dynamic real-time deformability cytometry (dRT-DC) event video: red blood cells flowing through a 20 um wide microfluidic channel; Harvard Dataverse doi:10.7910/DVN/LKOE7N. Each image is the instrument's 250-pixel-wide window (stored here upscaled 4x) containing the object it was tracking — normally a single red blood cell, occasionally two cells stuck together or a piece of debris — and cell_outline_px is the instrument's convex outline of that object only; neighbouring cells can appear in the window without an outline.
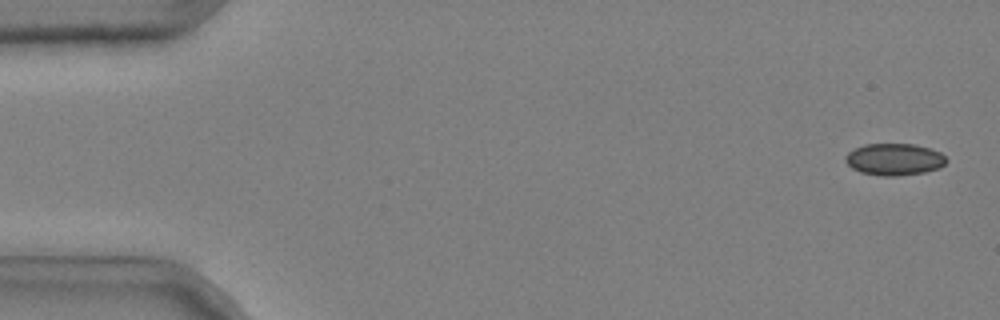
{"species": "common noctule bat (a hibernating species)", "species_latin": "Nyctalus noctula", "temperature_condition": "cold", "stored_images_in_passage": 51, "camera_frame_rate_fps": 3000, "um_per_image_px": 0.085, "animal": {"sex": "male", "body_mass_g": 20.4}, "frame": {"image": 1, "passage_image": 2, "time_ms": 0.333, "image_size_px": [1000, 320], "cell_outline_px": [[948, 160], [940, 168], [924, 172], [896, 176], [884, 176], [860, 172], [852, 168], [844, 160], [844, 156], [848, 152], [864, 144], [916, 144], [940, 152]], "centroid_in_image_um": [76.01, 13.54], "position_along_channel_um": 9.0, "area_um2": 18.73}}
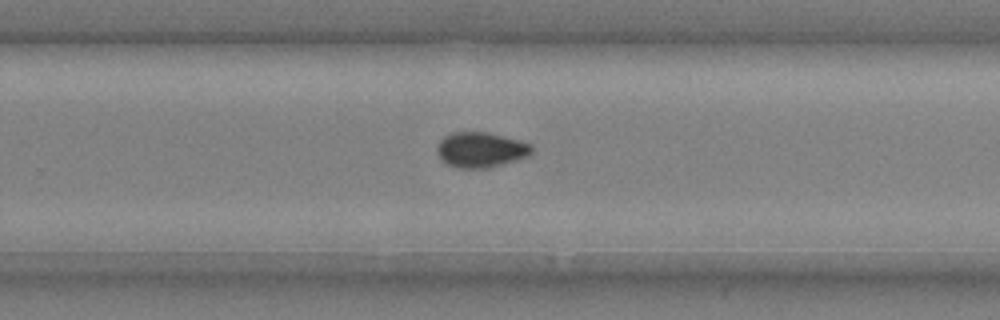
{"frame": {"image": 2, "passage_image": 35, "time_ms": 11.333, "image_size_px": [1000, 320], "cell_outline_px": [[532, 152], [528, 156], [516, 160], [488, 168], [460, 168], [448, 164], [436, 152], [436, 148], [440, 140], [444, 136], [452, 132], [488, 132], [520, 140], [532, 144]], "centroid_in_image_um": [40.88, 12.72], "position_along_channel_um": 288.9, "area_um2": 19.42}}
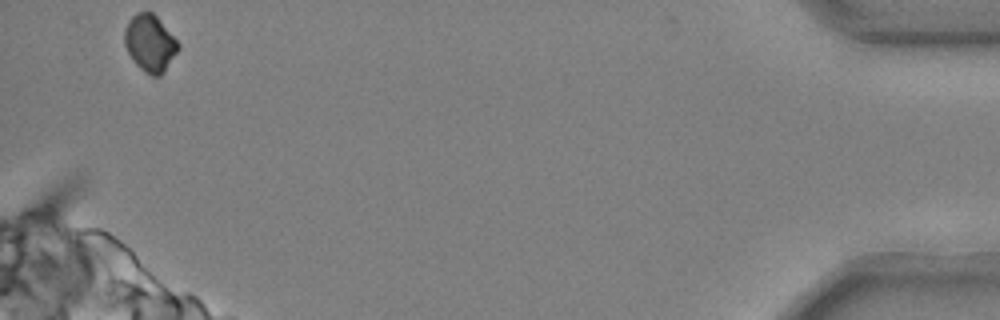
{"frame": {"image": 3, "passage_image": 51, "time_ms": 16.667, "image_size_px": [1000, 320], "cell_outline_px": [[180, 48], [164, 72], [160, 76], [152, 76], [144, 72], [132, 60], [124, 44], [124, 28], [128, 20], [136, 12], [152, 12], [156, 16], [180, 44]], "centroid_in_image_um": [12.73, 3.68], "position_along_channel_um": 422.5, "area_um2": 17.86}, "authors_computed_cell_mechanics": {"area_um2": 19.0162, "velocity_mm_per_s": 3.7047, "shape_relaxation_time_tau1_ms": 4.1743, "shape_relaxation_time_tau2_ms": null, "deformation_change_tau1": 0.0634, "deformation_change_tau2": null}}